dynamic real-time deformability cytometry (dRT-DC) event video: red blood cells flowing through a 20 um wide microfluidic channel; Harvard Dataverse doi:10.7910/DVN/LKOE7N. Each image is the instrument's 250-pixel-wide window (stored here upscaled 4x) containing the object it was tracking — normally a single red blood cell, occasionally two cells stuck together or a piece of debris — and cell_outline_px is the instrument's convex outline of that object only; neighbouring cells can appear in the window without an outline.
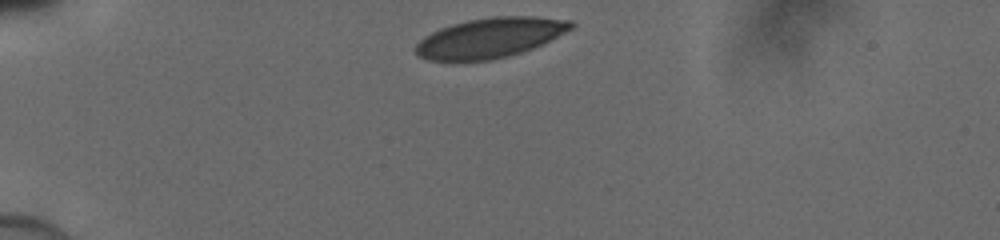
{"species": "human", "species_latin": "Homo sapiens", "temperature_condition": "cold", "stored_images_in_passage": 30, "camera_frame_rate_fps": 3000, "um_per_image_px": 0.085, "donor": {"sex": "male"}, "frame": {"image": 1, "passage_image": 1, "time_ms": 0.0, "image_size_px": [1000, 240], "cell_outline_px": [[576, 24], [572, 28], [544, 44], [508, 56], [492, 60], [428, 60], [416, 56], [412, 48], [424, 36], [440, 28], [452, 24], [468, 20], [492, 16], [536, 16], [572, 20]], "centroid_in_image_um": [41.64, 3.2], "position_along_channel_um": 43.4, "area_um2": 36.36}}
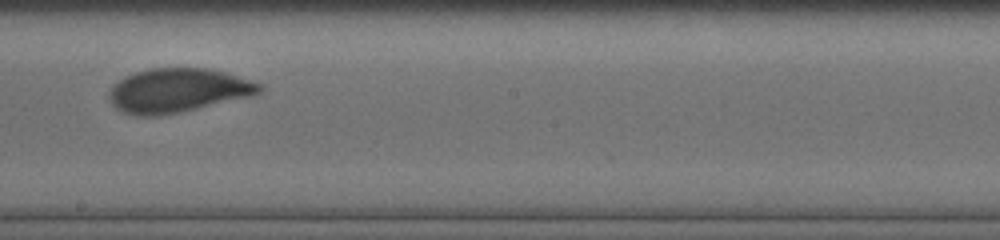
{"frame": {"image": 2, "passage_image": 18, "time_ms": 5.667, "image_size_px": [1000, 240], "cell_outline_px": [[264, 88], [260, 92], [252, 96], [180, 112], [156, 116], [140, 116], [124, 112], [116, 108], [112, 104], [108, 96], [108, 92], [112, 84], [124, 76], [136, 72], [152, 68], [204, 68], [224, 72], [260, 84]], "centroid_in_image_um": [15.07, 7.69], "position_along_channel_um": 233.1, "area_um2": 38.38}}
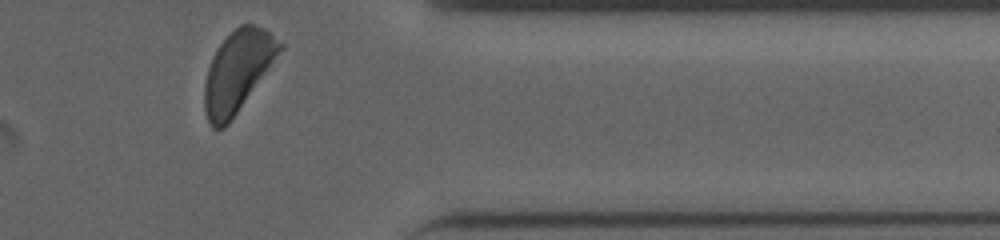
{"frame": {"image": 3, "passage_image": 30, "time_ms": 9.667, "image_size_px": [1000, 240], "cell_outline_px": [[284, 48], [228, 124], [224, 128], [212, 128], [208, 120], [204, 108], [204, 84], [208, 68], [212, 56], [216, 48], [240, 24], [252, 24], [264, 28], [284, 44]], "centroid_in_image_um": [20.2, 6.04], "position_along_channel_um": 391.2, "area_um2": 35.14}}